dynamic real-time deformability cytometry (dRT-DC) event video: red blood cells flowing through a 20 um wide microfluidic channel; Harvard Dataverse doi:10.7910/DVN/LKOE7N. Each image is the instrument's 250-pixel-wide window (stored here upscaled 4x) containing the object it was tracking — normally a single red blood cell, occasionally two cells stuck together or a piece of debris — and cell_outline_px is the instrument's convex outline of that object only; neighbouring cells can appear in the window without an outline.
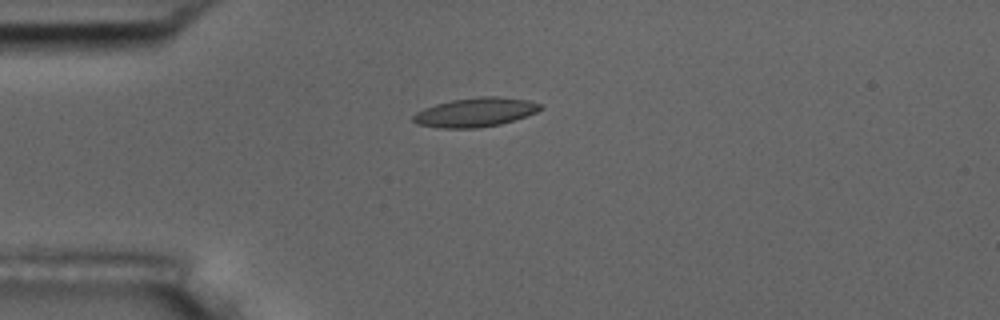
{"species": "common noctule bat (a hibernating species)", "species_latin": "Nyctalus noctula", "temperature_condition": "room temperature", "stored_images_in_passage": 7, "camera_frame_rate_fps": 3000, "um_per_image_px": 0.085, "animal": {"sex": "male", "body_mass_g": 17.5, "forearm_length_mm": 52.3}, "frame": {"image": 1, "passage_image": 4, "time_ms": 4.333, "image_size_px": [1000, 320], "cell_outline_px": [[540, 108], [536, 112], [500, 124], [476, 128], [436, 128], [416, 124], [412, 120], [412, 116], [416, 112], [424, 108], [436, 104], [452, 100], [480, 96], [496, 96], [528, 100], [540, 104]], "centroid_in_image_um": [40.33, 9.55], "position_along_channel_um": 44.7, "area_um2": 21.39}}